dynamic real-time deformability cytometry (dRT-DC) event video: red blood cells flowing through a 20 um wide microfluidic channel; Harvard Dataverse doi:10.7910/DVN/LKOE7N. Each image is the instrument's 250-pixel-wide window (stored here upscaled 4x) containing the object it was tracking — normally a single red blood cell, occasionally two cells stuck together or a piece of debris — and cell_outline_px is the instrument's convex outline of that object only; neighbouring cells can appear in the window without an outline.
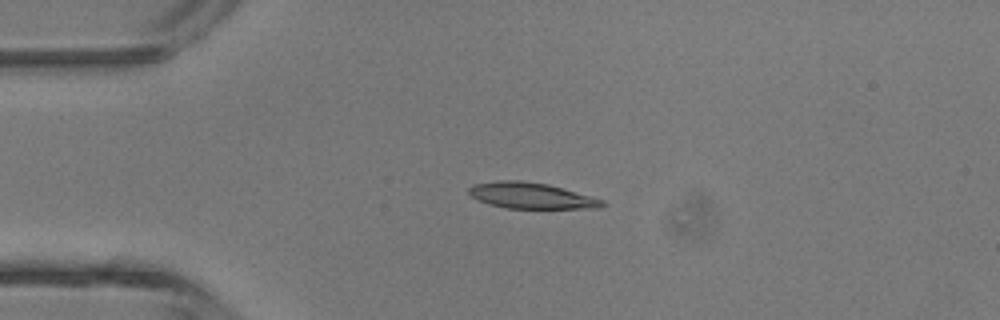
{"species": "common noctule bat (a hibernating species)", "species_latin": "Nyctalus noctula", "temperature_condition": "room temperature", "stored_images_in_passage": 4, "camera_frame_rate_fps": 3000, "um_per_image_px": 0.085, "animal": {"sex": "male", "body_mass_g": 13.3}, "frame": {"image": 1, "passage_image": 2, "time_ms": 1.333, "image_size_px": [1000, 320], "cell_outline_px": [[608, 204], [600, 208], [508, 208], [488, 204], [472, 196], [468, 192], [468, 188], [472, 184], [500, 180], [520, 180], [548, 184], [592, 196], [604, 200]], "centroid_in_image_um": [45.18, 16.62], "position_along_channel_um": 39.8, "area_um2": 20.23}}
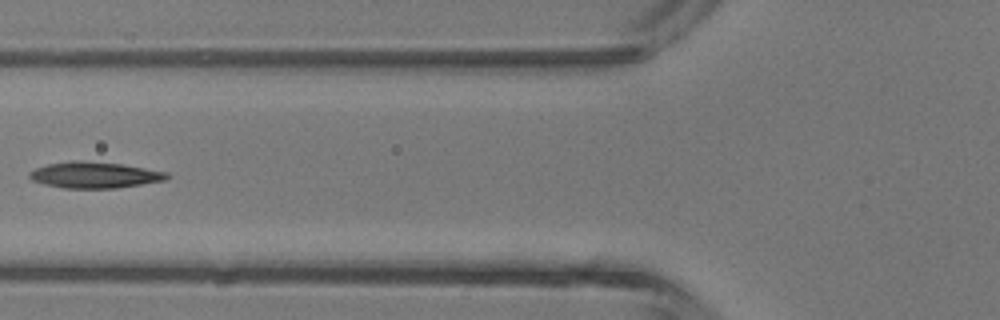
{"frame": {"image": 2, "passage_image": 4, "time_ms": 3.667, "image_size_px": [1000, 320], "cell_outline_px": [[168, 176], [164, 180], [116, 188], [64, 188], [44, 184], [32, 180], [28, 176], [28, 172], [36, 168], [48, 164], [72, 160], [80, 160], [120, 164], [168, 172]], "centroid_in_image_um": [7.98, 14.87], "position_along_channel_um": 117.8, "area_um2": 20.75}}